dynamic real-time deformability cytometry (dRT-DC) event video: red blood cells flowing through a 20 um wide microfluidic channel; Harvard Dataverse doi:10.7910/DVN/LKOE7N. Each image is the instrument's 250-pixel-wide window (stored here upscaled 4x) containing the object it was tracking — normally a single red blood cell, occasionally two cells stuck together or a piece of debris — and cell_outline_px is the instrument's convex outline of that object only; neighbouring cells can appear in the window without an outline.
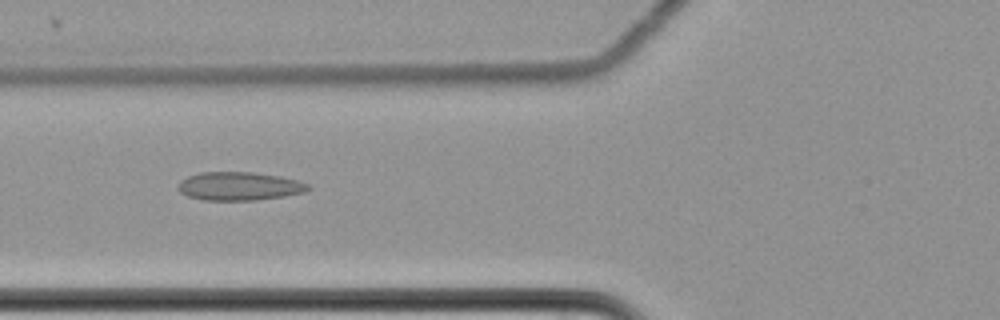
{"species": "common noctule bat (a hibernating species)", "species_latin": "Nyctalus noctula", "temperature_condition": "cold", "stored_images_in_passage": 47, "camera_frame_rate_fps": 3000, "um_per_image_px": 0.085, "animal": {"sex": "female", "body_mass_g": 22.7, "forearm_length_mm": 54.2}, "frame": {"image": 1, "passage_image": 11, "time_ms": 3.333, "image_size_px": [1000, 320], "cell_outline_px": [[312, 188], [304, 192], [284, 196], [256, 200], [200, 200], [188, 196], [180, 192], [180, 180], [188, 176], [200, 172], [252, 172], [280, 176], [300, 180], [308, 184]], "centroid_in_image_um": [20.37, 15.82], "position_along_channel_um": 105.4, "area_um2": 21.56}}
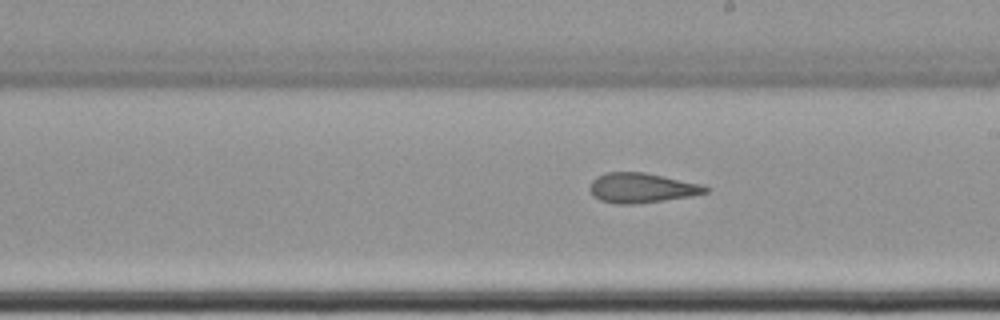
{"frame": {"image": 2, "passage_image": 22, "time_ms": 7.0, "image_size_px": [1000, 320], "cell_outline_px": [[712, 188], [708, 192], [692, 196], [664, 200], [632, 204], [616, 204], [600, 200], [592, 196], [588, 188], [588, 184], [596, 176], [608, 172], [644, 172], [664, 176], [700, 184]], "centroid_in_image_um": [54.51, 15.97], "position_along_channel_um": 234.5, "area_um2": 20.29}}
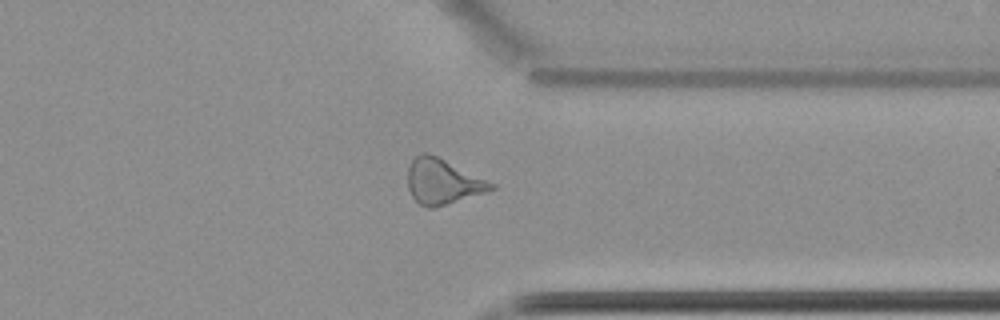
{"frame": {"image": 3, "passage_image": 34, "time_ms": 11.0, "image_size_px": [1000, 320], "cell_outline_px": [[496, 188], [448, 204], [432, 208], [428, 208], [420, 204], [412, 196], [408, 188], [408, 168], [412, 160], [416, 156], [424, 152], [428, 152], [496, 184]], "centroid_in_image_um": [37.61, 15.43], "position_along_channel_um": 373.8, "area_um2": 21.68}, "authors_computed_cell_mechanics": {"area_um2": 21.2126, "velocity_mm_per_s": 3.5117, "shape_relaxation_time_tau1_ms": null, "shape_relaxation_time_tau2_ms": 2.4594, "deformation_change_tau1": null, "deformation_change_tau2": 0.1022}}